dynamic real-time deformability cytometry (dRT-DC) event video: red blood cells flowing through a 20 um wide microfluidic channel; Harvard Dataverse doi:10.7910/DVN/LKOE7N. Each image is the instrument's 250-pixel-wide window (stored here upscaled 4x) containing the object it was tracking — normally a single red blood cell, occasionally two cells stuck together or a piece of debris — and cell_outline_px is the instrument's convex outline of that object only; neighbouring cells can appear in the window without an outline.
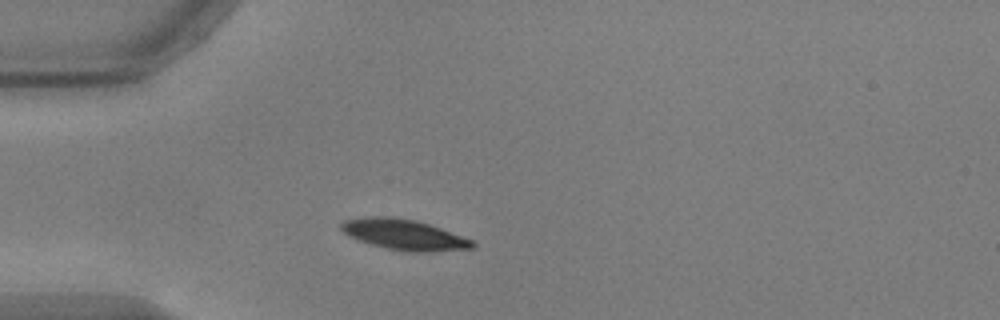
{"species": "common noctule bat (a hibernating species)", "species_latin": "Nyctalus noctula", "temperature_condition": "warm", "stored_images_in_passage": 41, "camera_frame_rate_fps": 3000, "um_per_image_px": 0.085, "animal": {"sex": "male", "body_mass_g": 17.9, "forearm_length_mm": 54.2}, "frame": {"image": 1, "passage_image": 1, "time_ms": 0.0, "image_size_px": [1000, 320], "cell_outline_px": [[476, 248], [432, 252], [412, 252], [388, 248], [372, 244], [348, 236], [340, 228], [340, 224], [344, 220], [368, 216], [384, 216], [416, 220], [440, 228], [472, 240], [476, 244]], "centroid_in_image_um": [34.36, 19.94], "position_along_channel_um": 50.6, "area_um2": 23.18}}
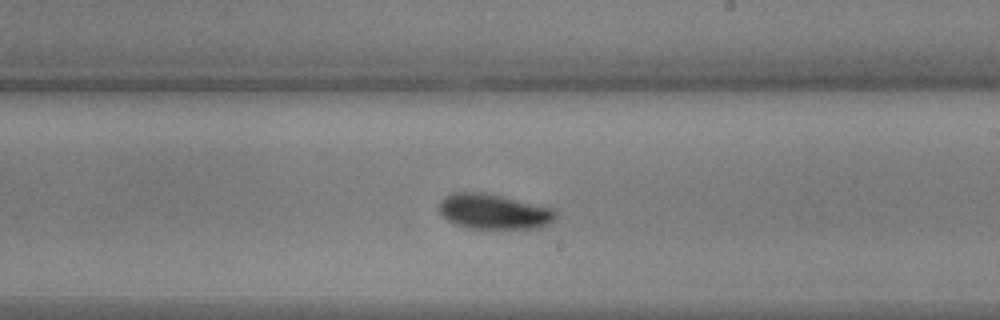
{"frame": {"image": 2, "passage_image": 18, "time_ms": 5.667, "image_size_px": [1000, 320], "cell_outline_px": [[556, 216], [548, 224], [536, 228], [468, 228], [452, 224], [440, 212], [440, 200], [444, 196], [452, 192], [484, 192], [556, 208]], "centroid_in_image_um": [41.96, 17.97], "position_along_channel_um": 247.0, "area_um2": 23.99}}
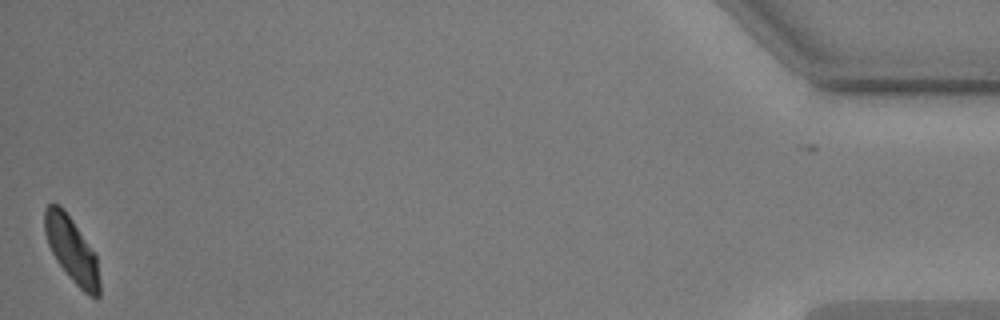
{"frame": {"image": 3, "passage_image": 40, "time_ms": 13.0, "image_size_px": [1000, 320], "cell_outline_px": [[100, 296], [96, 300], [84, 292], [68, 276], [56, 260], [48, 244], [44, 232], [44, 208], [48, 204], [60, 204], [64, 208], [96, 256], [100, 280]], "centroid_in_image_um": [6.09, 21.24], "position_along_channel_um": 429.1, "area_um2": 20.81}, "authors_computed_cell_mechanics": {"area_um2": 23.0044, "velocity_mm_per_s": 3.6907, "shape_relaxation_time_tau1_ms": 2.3671, "shape_relaxation_time_tau2_ms": 5.6025, "deformation_change_tau1": 0.1189, "deformation_change_tau2": 0.0915}}